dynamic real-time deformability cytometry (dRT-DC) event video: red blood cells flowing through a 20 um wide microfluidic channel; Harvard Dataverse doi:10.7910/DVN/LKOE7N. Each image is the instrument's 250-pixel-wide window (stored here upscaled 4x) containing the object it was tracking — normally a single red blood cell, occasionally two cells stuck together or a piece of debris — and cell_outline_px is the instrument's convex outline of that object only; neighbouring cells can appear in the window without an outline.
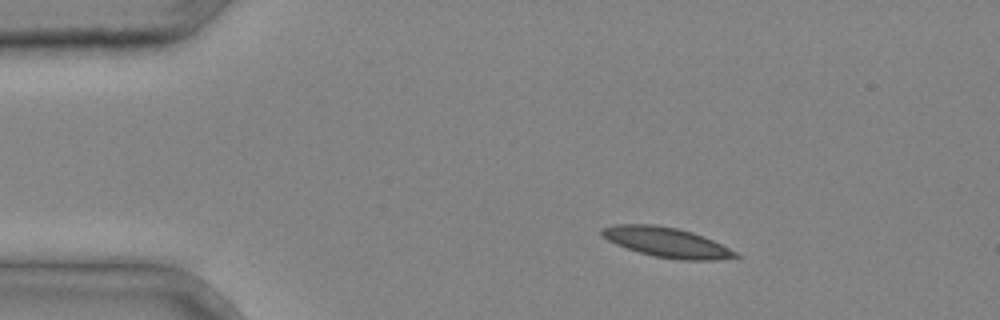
{"species": "common noctule bat (a hibernating species)", "species_latin": "Nyctalus noctula", "temperature_condition": "cold", "stored_images_in_passage": 2, "camera_frame_rate_fps": 3000, "um_per_image_px": 0.085, "animal": {"sex": "male", "body_mass_g": 20.4}, "frame": {"image": 1, "passage_image": 1, "time_ms": 0.0, "image_size_px": [1000, 320], "cell_outline_px": [[740, 256], [712, 260], [680, 260], [656, 256], [640, 252], [616, 244], [608, 240], [600, 232], [600, 228], [612, 224], [656, 224], [676, 228], [692, 232], [704, 236], [736, 252]], "centroid_in_image_um": [56.63, 20.58], "position_along_channel_um": 28.4, "area_um2": 22.95}}